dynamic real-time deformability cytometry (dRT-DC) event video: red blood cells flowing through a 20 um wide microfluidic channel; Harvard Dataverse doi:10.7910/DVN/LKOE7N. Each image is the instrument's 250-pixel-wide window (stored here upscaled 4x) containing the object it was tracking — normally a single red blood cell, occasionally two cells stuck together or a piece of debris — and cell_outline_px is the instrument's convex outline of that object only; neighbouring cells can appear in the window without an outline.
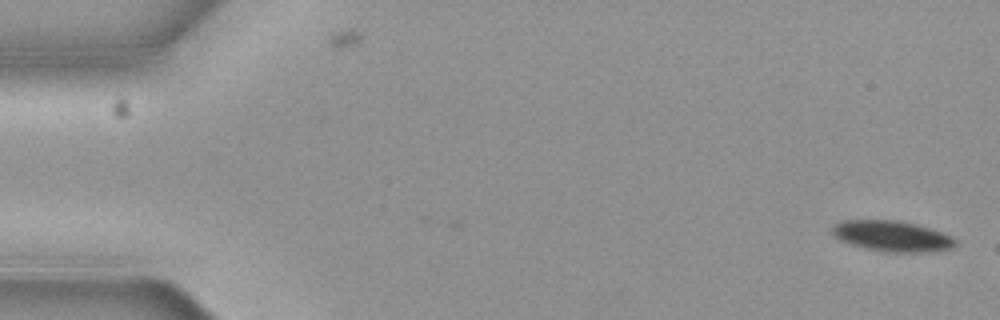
{"species": "common noctule bat (a hibernating species)", "species_latin": "Nyctalus noctula", "temperature_condition": "cold", "stored_images_in_passage": 2, "camera_frame_rate_fps": 3000, "um_per_image_px": 0.085, "animal": {"sex": "female", "body_mass_g": 19.3, "forearm_length_mm": 54.1}, "frame": {"image": 1, "passage_image": 2, "time_ms": 0.333, "image_size_px": [1000, 320], "cell_outline_px": [[956, 244], [952, 248], [924, 252], [880, 252], [864, 248], [840, 240], [832, 236], [832, 224], [840, 220], [896, 220], [916, 224], [952, 236], [956, 240]], "centroid_in_image_um": [75.77, 20.07], "position_along_channel_um": 9.2, "area_um2": 22.14}}